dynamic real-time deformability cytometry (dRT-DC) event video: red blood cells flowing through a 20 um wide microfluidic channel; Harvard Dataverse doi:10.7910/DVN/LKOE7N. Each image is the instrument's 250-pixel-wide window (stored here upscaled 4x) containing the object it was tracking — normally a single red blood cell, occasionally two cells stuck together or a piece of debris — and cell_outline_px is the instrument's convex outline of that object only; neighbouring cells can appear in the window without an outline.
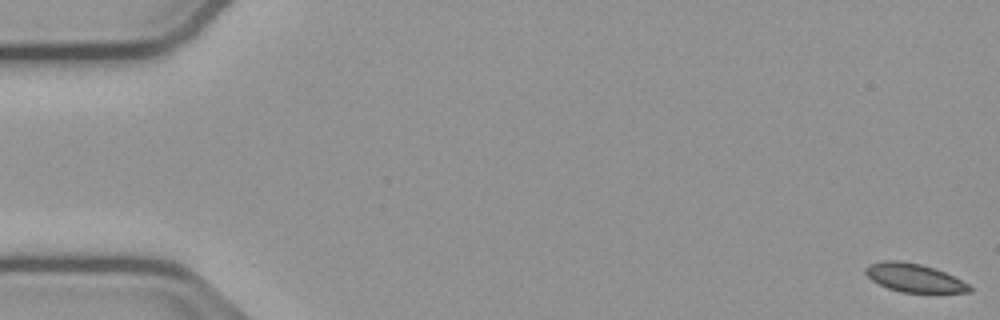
{"species": "common noctule bat (a hibernating species)", "species_latin": "Nyctalus noctula", "temperature_condition": "cold", "stored_images_in_passage": 57, "camera_frame_rate_fps": 3000, "um_per_image_px": 0.085, "animal": {"sex": "male", "body_mass_g": 23.1, "forearm_length_mm": 52.7}, "frame": {"image": 1, "passage_image": 1, "time_ms": 0.0, "image_size_px": [1000, 320], "cell_outline_px": [[972, 292], [900, 292], [888, 288], [872, 280], [864, 272], [864, 268], [868, 264], [884, 260], [900, 260], [920, 264], [936, 268], [968, 284], [972, 288]], "centroid_in_image_um": [77.66, 23.6], "position_along_channel_um": 7.3, "area_um2": 17.11}}
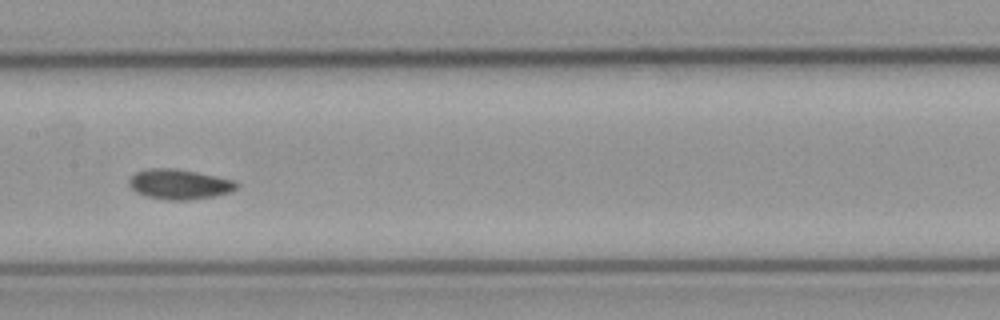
{"frame": {"image": 2, "passage_image": 28, "time_ms": 9.0, "image_size_px": [1000, 320], "cell_outline_px": [[240, 184], [232, 192], [216, 196], [188, 200], [168, 200], [148, 196], [136, 192], [128, 184], [128, 180], [136, 172], [148, 168], [176, 168], [236, 180]], "centroid_in_image_um": [15.28, 15.66], "position_along_channel_um": 192.1, "area_um2": 18.96}}
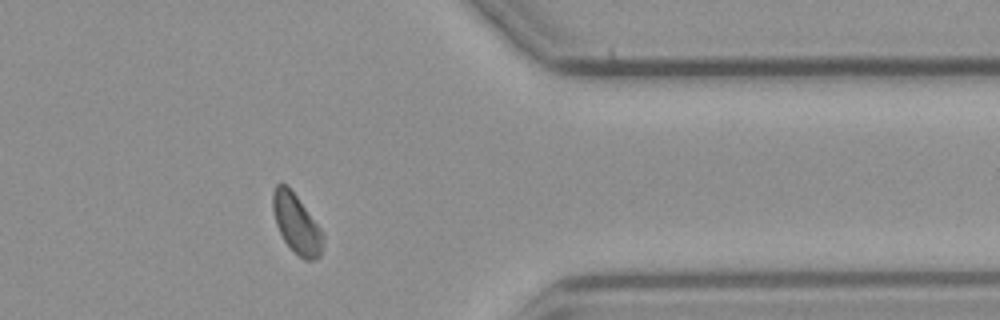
{"frame": {"image": 3, "passage_image": 45, "time_ms": 14.667, "image_size_px": [1000, 320], "cell_outline_px": [[324, 244], [320, 256], [316, 260], [304, 260], [284, 240], [276, 224], [272, 208], [272, 192], [276, 184], [284, 184], [296, 196], [324, 232]], "centroid_in_image_um": [25.23, 19.05], "position_along_channel_um": 386.2, "area_um2": 17.17}}